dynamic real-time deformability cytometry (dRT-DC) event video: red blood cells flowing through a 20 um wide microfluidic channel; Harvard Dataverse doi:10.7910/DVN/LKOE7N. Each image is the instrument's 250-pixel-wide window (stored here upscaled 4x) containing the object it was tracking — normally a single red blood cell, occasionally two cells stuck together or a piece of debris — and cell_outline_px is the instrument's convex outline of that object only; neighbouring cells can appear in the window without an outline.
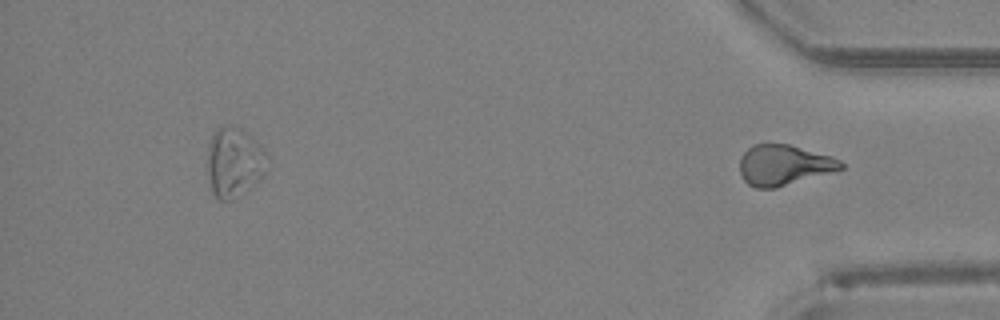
{"species": "Egyptian fruit bat (a non-hibernating species)", "species_latin": "Rousettus aegyptiacus", "temperature_condition": "room temperature", "stored_images_in_passage": 43, "segment_of_instrument_passage": [2, 2], "camera_frame_rate_fps": 3000, "um_per_image_px": 0.085, "animal": {"sex": "female"}, "frame": {"image": 1, "passage_image": 43, "time_ms": 14.0, "image_size_px": [1000, 320], "cell_outline_px": [[844, 168], [776, 188], [756, 188], [748, 184], [744, 180], [740, 172], [740, 156], [752, 144], [788, 144], [832, 156], [840, 160], [844, 164]], "centroid_in_image_um": [66.61, 14.02], "position_along_channel_um": 368.6, "area_um2": 23.76}}